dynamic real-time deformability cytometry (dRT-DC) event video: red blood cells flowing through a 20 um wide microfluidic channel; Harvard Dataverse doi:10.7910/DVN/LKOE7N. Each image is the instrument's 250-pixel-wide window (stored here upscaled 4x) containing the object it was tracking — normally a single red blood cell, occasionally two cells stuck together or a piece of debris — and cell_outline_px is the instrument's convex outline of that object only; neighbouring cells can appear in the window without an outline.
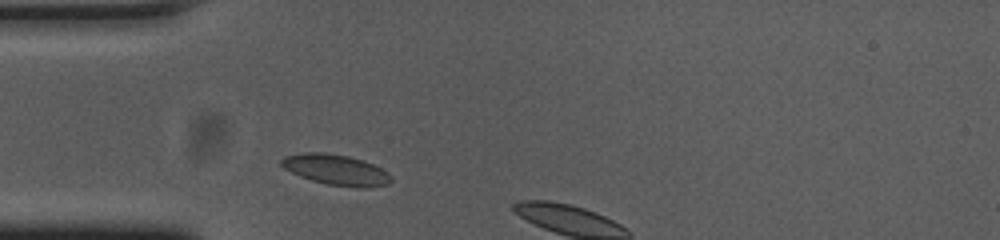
{"species": "common noctule bat (a hibernating species)", "species_latin": "Nyctalus noctula", "temperature_condition": "cold", "stored_images_in_passage": 13, "camera_frame_rate_fps": 3000, "um_per_image_px": 0.085, "animal": {"sex": "female", "body_mass_g": 23.0, "forearm_length_mm": 53.4}, "frame": {"image": 1, "passage_image": 3, "time_ms": 0.667, "image_size_px": [1000, 240], "cell_outline_px": [[392, 180], [388, 184], [364, 188], [356, 188], [328, 184], [312, 180], [300, 176], [284, 168], [280, 164], [280, 160], [284, 156], [304, 152], [324, 152], [348, 156], [364, 160], [388, 172], [392, 176]], "centroid_in_image_um": [28.56, 14.43], "position_along_channel_um": 56.4, "area_um2": 19.59}}
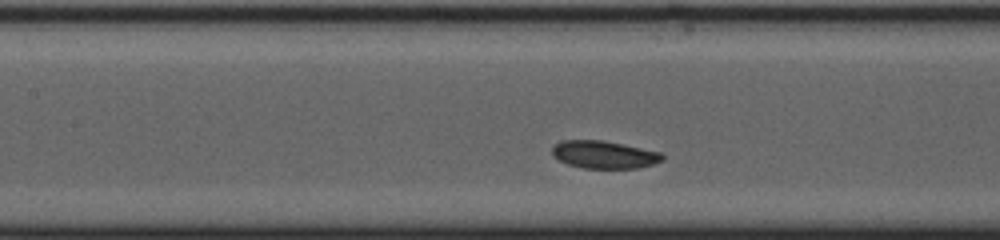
{"frame": {"image": 2, "passage_image": 8, "time_ms": 2.333, "image_size_px": [1000, 240], "cell_outline_px": [[664, 160], [640, 168], [584, 168], [568, 164], [552, 156], [552, 148], [560, 140], [600, 140], [660, 152], [664, 156]], "centroid_in_image_um": [51.33, 13.15], "position_along_channel_um": 156.1, "area_um2": 17.57}}